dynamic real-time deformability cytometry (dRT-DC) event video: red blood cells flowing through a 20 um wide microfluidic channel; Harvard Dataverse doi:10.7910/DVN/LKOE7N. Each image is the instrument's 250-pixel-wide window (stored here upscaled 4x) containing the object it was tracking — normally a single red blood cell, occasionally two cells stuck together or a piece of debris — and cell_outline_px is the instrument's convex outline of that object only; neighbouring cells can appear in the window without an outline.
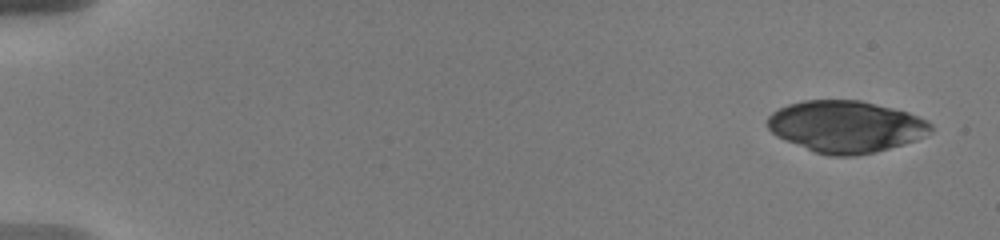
{"species": "human", "species_latin": "Homo sapiens", "temperature_condition": "warm", "stored_images_in_passage": 8, "camera_frame_rate_fps": 3000, "um_per_image_px": 0.085, "donor": {"sex": "male"}, "frame": {"image": 1, "passage_image": 1, "time_ms": 0.0, "image_size_px": [1000, 240], "cell_outline_px": [[932, 132], [916, 140], [904, 144], [876, 152], [856, 156], [832, 156], [816, 152], [784, 140], [776, 136], [768, 128], [768, 116], [772, 112], [788, 104], [804, 100], [860, 100], [908, 112], [928, 120], [932, 124]], "centroid_in_image_um": [71.92, 10.76], "position_along_channel_um": 13.1, "area_um2": 49.36}}
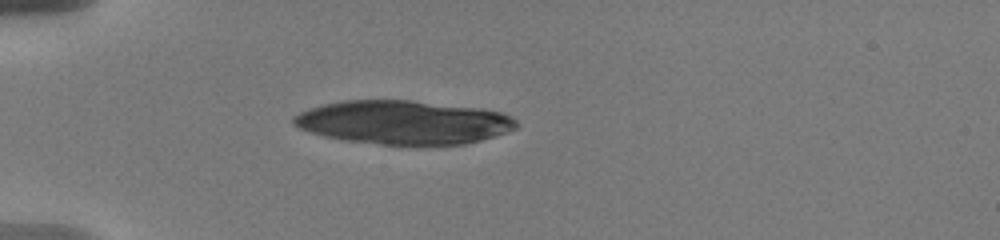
{"frame": {"image": 2, "passage_image": 6, "time_ms": 4.667, "image_size_px": [1000, 240], "cell_outline_px": [[516, 128], [508, 132], [480, 140], [464, 144], [380, 144], [344, 140], [324, 136], [300, 128], [292, 124], [292, 116], [308, 108], [320, 104], [344, 100], [412, 100], [484, 108], [500, 112], [512, 116], [516, 120]], "centroid_in_image_um": [34.28, 10.38], "position_along_channel_um": 50.7, "area_um2": 56.82}}